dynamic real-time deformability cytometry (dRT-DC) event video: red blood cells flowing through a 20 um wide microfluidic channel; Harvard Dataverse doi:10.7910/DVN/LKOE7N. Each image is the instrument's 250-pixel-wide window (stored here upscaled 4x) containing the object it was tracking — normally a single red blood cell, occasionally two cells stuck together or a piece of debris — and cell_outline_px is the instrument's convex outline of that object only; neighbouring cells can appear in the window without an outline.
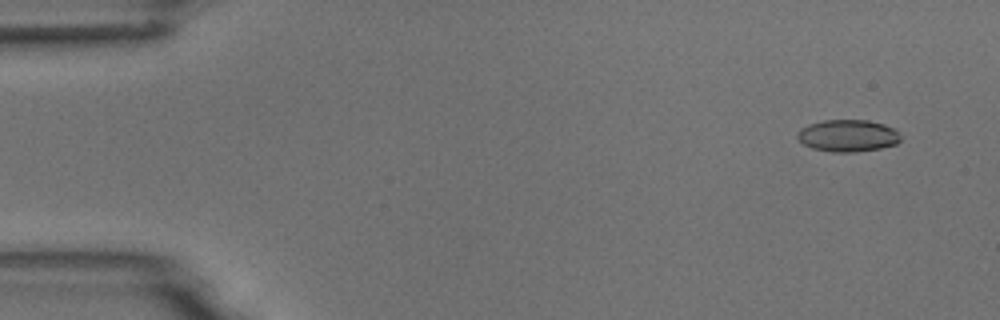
{"species": "common noctule bat (a hibernating species)", "species_latin": "Nyctalus noctula", "temperature_condition": "room temperature", "stored_images_in_passage": 4, "camera_frame_rate_fps": 3000, "um_per_image_px": 0.085, "animal": {"sex": "male", "body_mass_g": 18.8}, "frame": {"image": 1, "passage_image": 1, "time_ms": 0.0, "image_size_px": [1000, 320], "cell_outline_px": [[900, 140], [896, 144], [880, 148], [852, 152], [832, 152], [812, 148], [804, 144], [796, 136], [800, 128], [808, 124], [824, 120], [868, 120], [884, 124], [892, 128], [900, 136]], "centroid_in_image_um": [72.04, 11.53], "position_along_channel_um": 13.0, "area_um2": 19.13}}
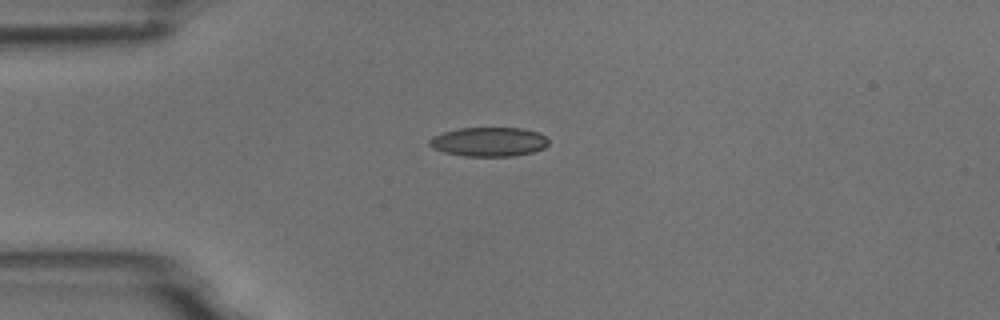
{"frame": {"image": 2, "passage_image": 4, "time_ms": 3.333, "image_size_px": [1000, 320], "cell_outline_px": [[548, 144], [544, 148], [532, 152], [512, 156], [464, 156], [444, 152], [432, 148], [428, 144], [428, 140], [432, 136], [444, 132], [460, 128], [520, 128], [540, 132], [548, 140]], "centroid_in_image_um": [41.53, 12.05], "position_along_channel_um": 43.5, "area_um2": 20.29}}